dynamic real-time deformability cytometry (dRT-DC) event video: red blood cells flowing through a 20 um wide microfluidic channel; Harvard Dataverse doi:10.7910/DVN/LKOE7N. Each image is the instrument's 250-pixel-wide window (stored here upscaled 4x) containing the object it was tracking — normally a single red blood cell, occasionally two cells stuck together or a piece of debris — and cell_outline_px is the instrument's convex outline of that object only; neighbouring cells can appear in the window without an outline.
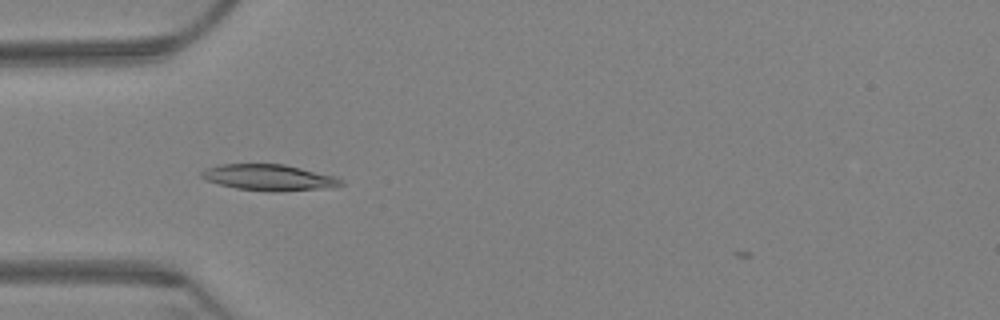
{"species": "Egyptian fruit bat (a non-hibernating species)", "species_latin": "Rousettus aegyptiacus", "temperature_condition": "warm", "stored_images_in_passage": 45, "camera_frame_rate_fps": 3000, "um_per_image_px": 0.085, "animal": {"sex": "female"}, "frame": {"image": 1, "passage_image": 3, "time_ms": 0.667, "image_size_px": [1000, 320], "cell_outline_px": [[344, 184], [332, 188], [236, 188], [220, 184], [208, 180], [200, 176], [200, 172], [204, 168], [220, 164], [284, 164], [332, 176], [344, 180]], "centroid_in_image_um": [22.79, 15.02], "position_along_channel_um": 62.2, "area_um2": 19.77}}
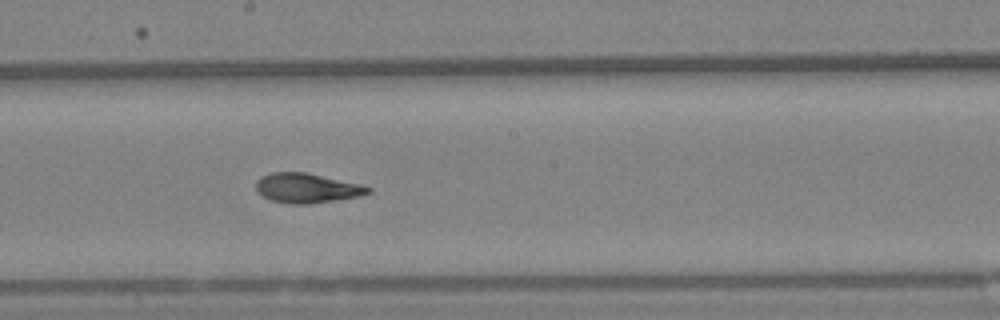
{"frame": {"image": 2, "passage_image": 18, "time_ms": 5.667, "image_size_px": [1000, 320], "cell_outline_px": [[372, 192], [360, 196], [312, 204], [288, 204], [272, 200], [264, 196], [256, 188], [256, 180], [260, 176], [272, 172], [304, 172], [360, 184], [372, 188]], "centroid_in_image_um": [26.09, 15.99], "position_along_channel_um": 222.1, "area_um2": 19.31}}
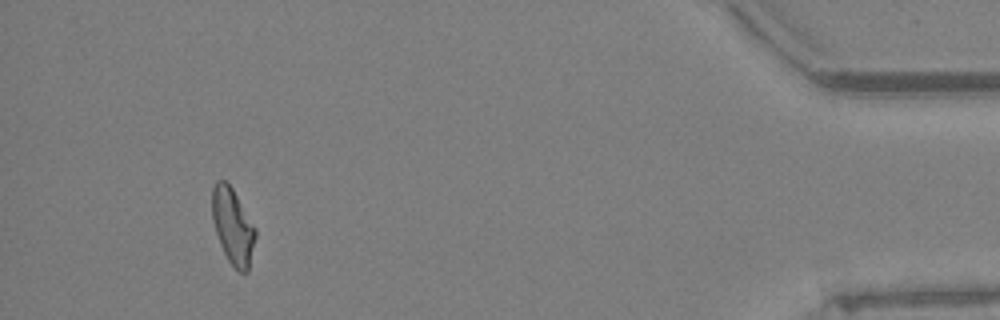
{"frame": {"image": 3, "passage_image": 42, "time_ms": 13.667, "image_size_px": [1000, 320], "cell_outline_px": [[256, 236], [248, 272], [240, 272], [228, 260], [220, 244], [212, 220], [212, 188], [216, 180], [224, 180], [232, 188], [256, 228]], "centroid_in_image_um": [19.79, 19.22], "position_along_channel_um": 415.4, "area_um2": 19.02}}